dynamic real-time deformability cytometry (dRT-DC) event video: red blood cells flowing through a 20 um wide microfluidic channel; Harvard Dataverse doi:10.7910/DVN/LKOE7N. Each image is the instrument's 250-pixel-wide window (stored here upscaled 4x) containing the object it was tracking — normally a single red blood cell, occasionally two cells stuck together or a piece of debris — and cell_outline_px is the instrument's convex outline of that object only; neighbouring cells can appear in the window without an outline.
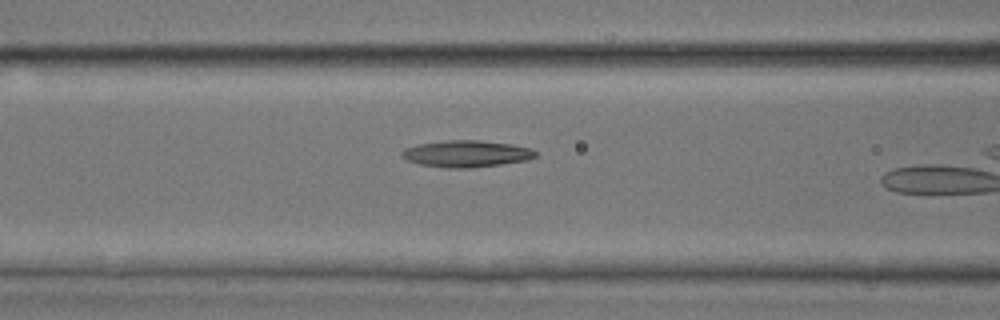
{"species": "common noctule bat (a hibernating species)", "species_latin": "Nyctalus noctula", "temperature_condition": "room temperature", "stored_images_in_passage": 11, "camera_frame_rate_fps": 3000, "um_per_image_px": 0.085, "animal": {"sex": "male", "body_mass_g": 17.9, "forearm_length_mm": 54.2}, "frame": {"image": 1, "passage_image": 10, "time_ms": 3.0, "image_size_px": [1000, 320], "cell_outline_px": [[536, 156], [528, 160], [500, 164], [468, 168], [448, 168], [420, 164], [408, 160], [400, 156], [400, 152], [404, 148], [416, 144], [444, 140], [480, 140], [508, 144], [528, 148], [536, 152]], "centroid_in_image_um": [39.57, 13.06], "position_along_channel_um": 127.0, "area_um2": 20.69}}